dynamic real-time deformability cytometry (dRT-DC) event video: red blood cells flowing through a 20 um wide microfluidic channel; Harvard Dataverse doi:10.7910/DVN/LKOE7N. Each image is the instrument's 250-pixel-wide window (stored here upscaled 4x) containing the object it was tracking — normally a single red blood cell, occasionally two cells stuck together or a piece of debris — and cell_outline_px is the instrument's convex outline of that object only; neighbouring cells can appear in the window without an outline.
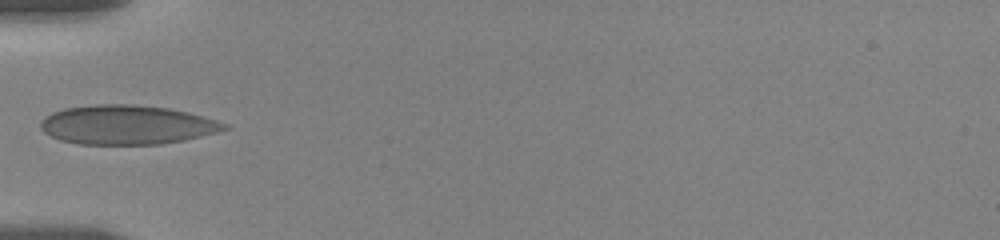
{"species": "human", "species_latin": "Homo sapiens", "temperature_condition": "room temperature", "stored_images_in_passage": 5, "camera_frame_rate_fps": 3000, "um_per_image_px": 0.085, "donor": {"sex": "female"}, "frame": {"image": 1, "passage_image": 1, "time_ms": 0.0, "image_size_px": [1000, 240], "cell_outline_px": [[232, 128], [184, 140], [160, 144], [80, 144], [60, 140], [44, 132], [40, 128], [40, 120], [44, 116], [52, 112], [64, 108], [96, 104], [132, 104], [168, 108], [188, 112], [216, 120], [228, 124]], "centroid_in_image_um": [10.77, 10.6], "position_along_channel_um": 74.2, "area_um2": 42.08}}
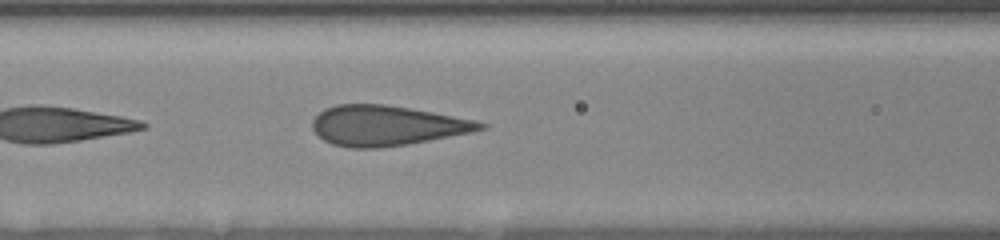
{"frame": {"image": 2, "passage_image": 5, "time_ms": 1.667, "image_size_px": [1000, 240], "cell_outline_px": [[488, 128], [472, 132], [408, 144], [380, 148], [352, 148], [332, 144], [324, 140], [312, 128], [312, 120], [324, 108], [336, 104], [384, 104], [432, 112], [476, 120], [488, 124]], "centroid_in_image_um": [32.87, 10.67], "position_along_channel_um": 133.7, "area_um2": 39.19}}